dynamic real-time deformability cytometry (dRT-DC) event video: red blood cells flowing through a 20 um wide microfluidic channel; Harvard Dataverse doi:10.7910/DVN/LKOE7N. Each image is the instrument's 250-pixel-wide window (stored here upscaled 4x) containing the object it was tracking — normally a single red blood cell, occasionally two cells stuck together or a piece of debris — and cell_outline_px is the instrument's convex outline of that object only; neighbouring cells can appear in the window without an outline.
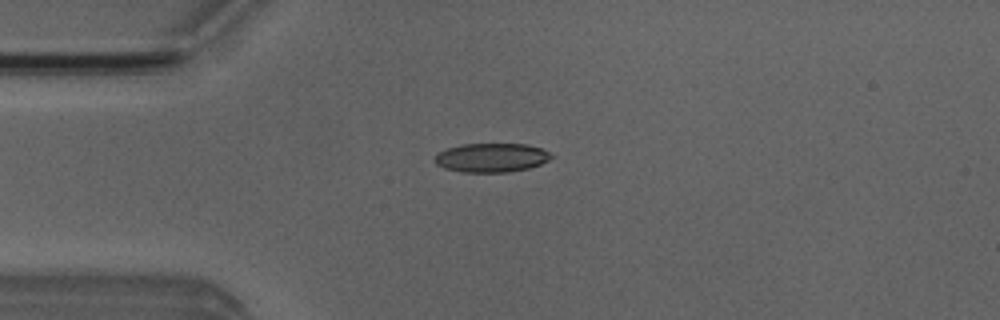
{"species": "Egyptian fruit bat (a non-hibernating species)", "species_latin": "Rousettus aegyptiacus", "temperature_condition": "room temperature", "stored_images_in_passage": 5, "camera_frame_rate_fps": 3000, "um_per_image_px": 0.085, "animal": {"sex": "male"}, "frame": {"image": 1, "passage_image": 4, "time_ms": 3.333, "image_size_px": [1000, 320], "cell_outline_px": [[556, 156], [540, 164], [528, 168], [508, 172], [464, 172], [444, 168], [436, 164], [432, 160], [436, 152], [460, 144], [528, 144], [540, 148]], "centroid_in_image_um": [41.74, 13.39], "position_along_channel_um": 43.3, "area_um2": 19.83}}